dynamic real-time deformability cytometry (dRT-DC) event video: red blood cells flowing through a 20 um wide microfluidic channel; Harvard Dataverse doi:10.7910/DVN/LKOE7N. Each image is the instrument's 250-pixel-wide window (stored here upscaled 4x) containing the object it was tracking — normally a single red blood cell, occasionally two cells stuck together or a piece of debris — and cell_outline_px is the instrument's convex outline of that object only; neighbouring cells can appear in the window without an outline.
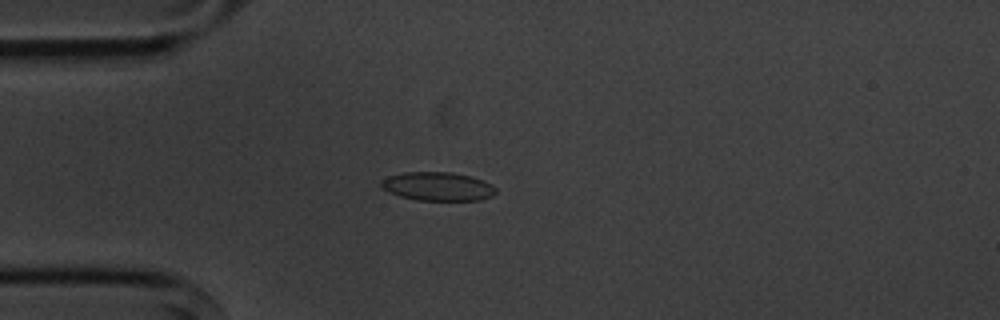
{"species": "common noctule bat (a hibernating species)", "species_latin": "Nyctalus noctula", "temperature_condition": "cold", "stored_images_in_passage": 3, "camera_frame_rate_fps": 3000, "um_per_image_px": 0.085, "animal": {"sex": "male", "body_mass_g": 20.1, "forearm_length_mm": 53.5}, "frame": {"image": 1, "passage_image": 2, "time_ms": 1.333, "image_size_px": [1000, 320], "cell_outline_px": [[496, 192], [492, 196], [480, 200], [416, 200], [400, 196], [388, 192], [380, 184], [380, 180], [388, 176], [404, 172], [452, 172], [472, 176], [484, 180], [492, 184], [496, 188]], "centroid_in_image_um": [37.22, 15.84], "position_along_channel_um": 47.8, "area_um2": 19.31}}